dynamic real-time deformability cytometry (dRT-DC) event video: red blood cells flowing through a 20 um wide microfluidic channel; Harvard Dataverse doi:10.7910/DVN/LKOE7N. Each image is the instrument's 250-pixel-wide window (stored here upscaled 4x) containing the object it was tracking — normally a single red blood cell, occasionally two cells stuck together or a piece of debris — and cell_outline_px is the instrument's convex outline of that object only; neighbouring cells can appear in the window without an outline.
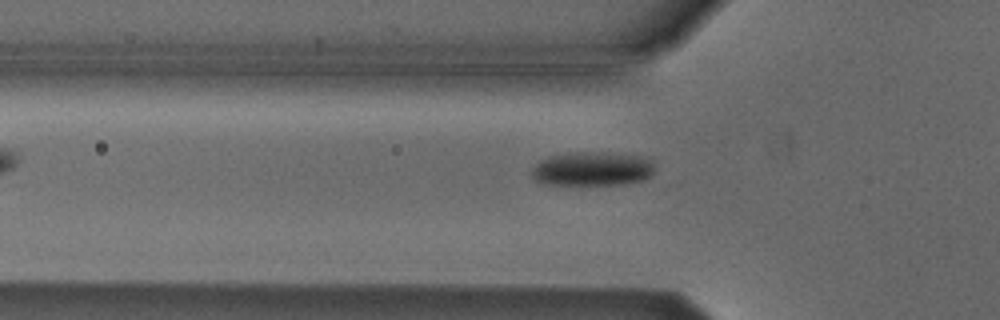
{"species": "Egyptian fruit bat (a non-hibernating species)", "species_latin": "Rousettus aegyptiacus", "temperature_condition": "cold", "stored_images_in_passage": 30, "camera_frame_rate_fps": 3000, "um_per_image_px": 0.085, "animal": {"sex": "male"}, "frame": {"image": 1, "passage_image": 2, "time_ms": 0.333, "image_size_px": [1000, 320], "cell_outline_px": [[656, 168], [652, 176], [644, 180], [624, 184], [540, 184], [532, 176], [532, 168], [540, 160], [548, 156], [568, 152], [588, 152], [640, 156], [652, 160]], "centroid_in_image_um": [50.35, 14.35], "position_along_channel_um": 75.4, "area_um2": 24.51}}
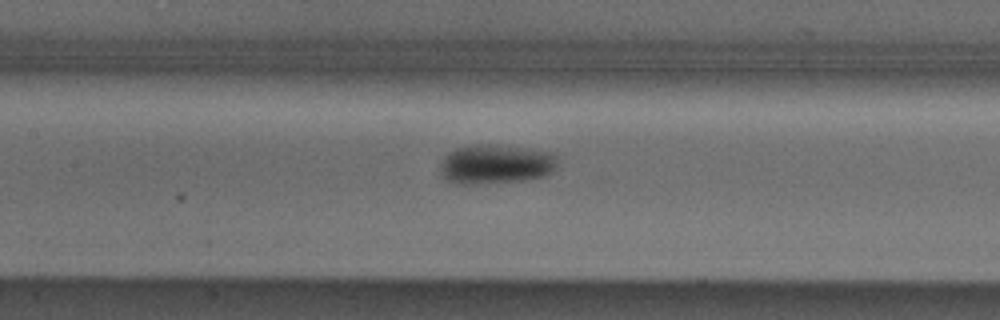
{"frame": {"image": 2, "passage_image": 9, "time_ms": 2.667, "image_size_px": [1000, 320], "cell_outline_px": [[556, 168], [552, 172], [544, 176], [524, 180], [464, 184], [460, 184], [448, 180], [444, 176], [440, 168], [440, 164], [444, 156], [448, 152], [456, 148], [472, 144], [488, 144], [528, 148], [552, 152], [556, 156]], "centroid_in_image_um": [42.15, 13.93], "position_along_channel_um": 165.3, "area_um2": 26.88}}
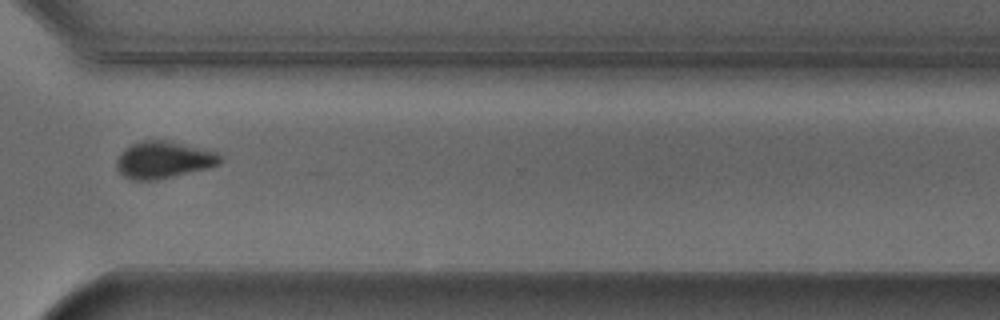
{"frame": {"image": 3, "passage_image": 24, "time_ms": 7.667, "image_size_px": [1000, 320], "cell_outline_px": [[224, 160], [220, 164], [208, 168], [156, 180], [132, 180], [124, 176], [116, 168], [116, 160], [120, 152], [124, 148], [140, 140], [168, 140], [216, 152]], "centroid_in_image_um": [13.88, 13.58], "position_along_channel_um": 356.7, "area_um2": 22.43}, "authors_computed_cell_mechanics": {"area_um2": 24.5939, "velocity_mm_per_s": 3.8331, "shape_relaxation_time_tau1_ms": 3.2784, "shape_relaxation_time_tau2_ms": null, "deformation_change_tau1": 0.0976, "deformation_change_tau2": null}}